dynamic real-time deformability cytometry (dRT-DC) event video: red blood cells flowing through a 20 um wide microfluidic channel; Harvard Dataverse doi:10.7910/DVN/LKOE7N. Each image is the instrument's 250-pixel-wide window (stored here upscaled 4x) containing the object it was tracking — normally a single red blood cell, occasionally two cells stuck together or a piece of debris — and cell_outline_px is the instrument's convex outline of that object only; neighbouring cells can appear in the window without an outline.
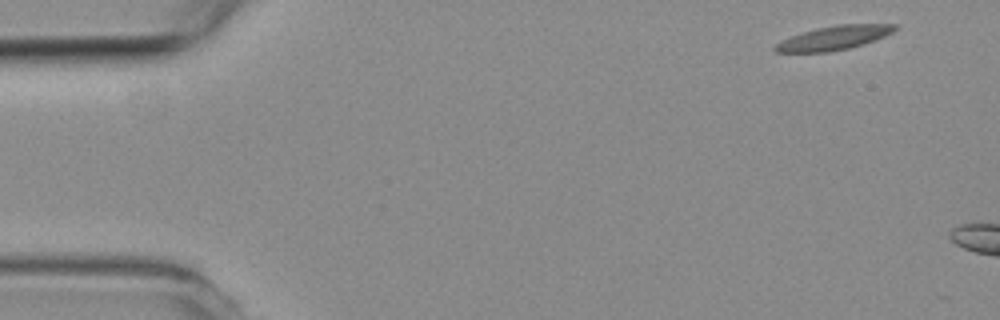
{"species": "common noctule bat (a hibernating species)", "species_latin": "Nyctalus noctula", "temperature_condition": "room temperature", "stored_images_in_passage": 2, "camera_frame_rate_fps": 3000, "um_per_image_px": 0.085, "animal": {"sex": "female", "body_mass_g": 19.3, "forearm_length_mm": 54.1}, "frame": {"image": 1, "passage_image": 1, "time_ms": 0.0, "image_size_px": [1000, 320], "cell_outline_px": [[896, 28], [892, 32], [884, 36], [848, 48], [828, 52], [776, 52], [772, 48], [780, 40], [816, 28], [836, 24], [896, 24]], "centroid_in_image_um": [70.83, 3.21], "position_along_channel_um": 14.2, "area_um2": 16.42}}